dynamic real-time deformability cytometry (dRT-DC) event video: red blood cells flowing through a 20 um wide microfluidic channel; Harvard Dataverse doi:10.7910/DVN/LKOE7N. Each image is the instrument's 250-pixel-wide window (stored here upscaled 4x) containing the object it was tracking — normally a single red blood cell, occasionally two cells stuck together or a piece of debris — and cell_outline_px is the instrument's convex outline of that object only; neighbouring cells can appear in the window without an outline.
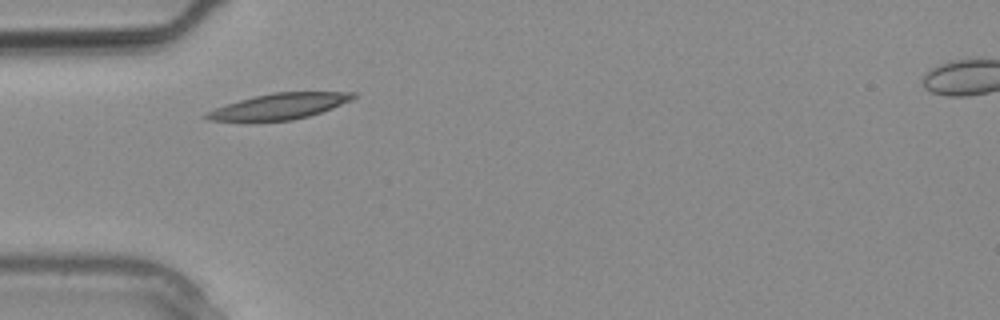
{"species": "common noctule bat (a hibernating species)", "species_latin": "Nyctalus noctula", "temperature_condition": "warm", "stored_images_in_passage": 13, "camera_frame_rate_fps": 3000, "um_per_image_px": 0.085, "animal": {"sex": "male", "body_mass_g": 20.4}, "frame": {"image": 1, "passage_image": 1, "time_ms": 0.0, "image_size_px": [1000, 320], "cell_outline_px": [[356, 96], [352, 100], [332, 108], [308, 116], [292, 120], [208, 120], [200, 116], [216, 108], [240, 100], [272, 92], [356, 92]], "centroid_in_image_um": [23.78, 9.02], "position_along_channel_um": 61.2, "area_um2": 21.56}}